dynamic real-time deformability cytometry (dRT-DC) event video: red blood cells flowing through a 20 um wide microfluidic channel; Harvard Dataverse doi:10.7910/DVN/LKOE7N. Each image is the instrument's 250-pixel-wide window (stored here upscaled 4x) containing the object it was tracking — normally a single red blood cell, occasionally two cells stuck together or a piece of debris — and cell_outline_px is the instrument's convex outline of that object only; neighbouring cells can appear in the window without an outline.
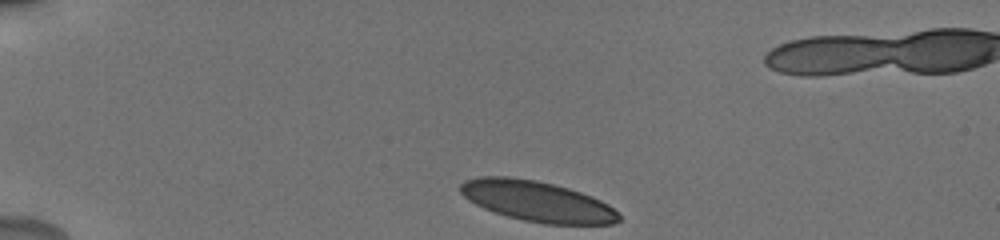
{"species": "human", "species_latin": "Homo sapiens", "temperature_condition": "cold", "stored_images_in_passage": 9, "camera_frame_rate_fps": 3000, "um_per_image_px": 0.085, "donor": {"sex": "male"}, "frame": {"image": 1, "passage_image": 1, "time_ms": 0.0, "image_size_px": [1000, 240], "cell_outline_px": [[620, 220], [612, 224], [544, 224], [524, 220], [508, 216], [484, 208], [468, 200], [460, 192], [460, 184], [464, 180], [480, 176], [508, 176], [536, 180], [568, 188], [592, 196], [608, 204], [620, 216]], "centroid_in_image_um": [45.64, 17.1], "position_along_channel_um": 39.4, "area_um2": 37.22}}